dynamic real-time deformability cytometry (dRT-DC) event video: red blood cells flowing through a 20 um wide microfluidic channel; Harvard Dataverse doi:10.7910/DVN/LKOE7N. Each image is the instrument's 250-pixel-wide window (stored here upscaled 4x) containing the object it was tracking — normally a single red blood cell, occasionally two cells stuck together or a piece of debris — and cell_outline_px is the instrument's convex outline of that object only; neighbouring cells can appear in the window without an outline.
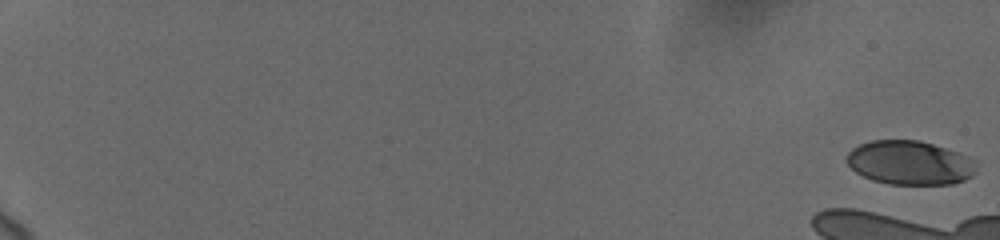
{"species": "human", "species_latin": "Homo sapiens", "temperature_condition": "cold", "stored_images_in_passage": 11, "camera_frame_rate_fps": 3000, "um_per_image_px": 0.085, "donor": {"sex": "female"}, "frame": {"image": 1, "passage_image": 1, "time_ms": 0.0, "image_size_px": [1000, 240], "cell_outline_px": [[976, 172], [972, 176], [964, 180], [952, 184], [888, 184], [872, 180], [856, 172], [848, 164], [848, 152], [852, 148], [860, 144], [872, 140], [920, 140], [956, 152], [976, 160]], "centroid_in_image_um": [77.35, 13.84], "position_along_channel_um": 7.7, "area_um2": 33.12}}